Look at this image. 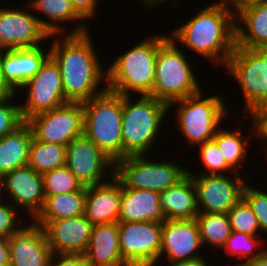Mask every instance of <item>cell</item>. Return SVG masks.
Here are the masks:
<instances>
[{
  "instance_id": "bcb514c9",
  "label": "cell",
  "mask_w": 267,
  "mask_h": 266,
  "mask_svg": "<svg viewBox=\"0 0 267 266\" xmlns=\"http://www.w3.org/2000/svg\"><path fill=\"white\" fill-rule=\"evenodd\" d=\"M245 266H267V249L265 250L262 248V252L259 257L256 259L251 260Z\"/></svg>"
},
{
  "instance_id": "9c48e42d",
  "label": "cell",
  "mask_w": 267,
  "mask_h": 266,
  "mask_svg": "<svg viewBox=\"0 0 267 266\" xmlns=\"http://www.w3.org/2000/svg\"><path fill=\"white\" fill-rule=\"evenodd\" d=\"M114 175L126 188L162 192L177 184L188 170L170 161H152L144 155H132L115 163Z\"/></svg>"
},
{
  "instance_id": "ba28073f",
  "label": "cell",
  "mask_w": 267,
  "mask_h": 266,
  "mask_svg": "<svg viewBox=\"0 0 267 266\" xmlns=\"http://www.w3.org/2000/svg\"><path fill=\"white\" fill-rule=\"evenodd\" d=\"M242 90L245 110L267 106V46H235L226 67Z\"/></svg>"
},
{
  "instance_id": "2e32d148",
  "label": "cell",
  "mask_w": 267,
  "mask_h": 266,
  "mask_svg": "<svg viewBox=\"0 0 267 266\" xmlns=\"http://www.w3.org/2000/svg\"><path fill=\"white\" fill-rule=\"evenodd\" d=\"M33 222L43 228L53 254L86 252L93 224L84 215L55 221Z\"/></svg>"
},
{
  "instance_id": "cb8c5ba5",
  "label": "cell",
  "mask_w": 267,
  "mask_h": 266,
  "mask_svg": "<svg viewBox=\"0 0 267 266\" xmlns=\"http://www.w3.org/2000/svg\"><path fill=\"white\" fill-rule=\"evenodd\" d=\"M235 46L249 49L267 46V2L241 8L235 13Z\"/></svg>"
},
{
  "instance_id": "f546056e",
  "label": "cell",
  "mask_w": 267,
  "mask_h": 266,
  "mask_svg": "<svg viewBox=\"0 0 267 266\" xmlns=\"http://www.w3.org/2000/svg\"><path fill=\"white\" fill-rule=\"evenodd\" d=\"M196 222L199 229L202 246L208 243L218 249L227 242L232 233L229 217L227 214L198 213Z\"/></svg>"
},
{
  "instance_id": "d4e9b609",
  "label": "cell",
  "mask_w": 267,
  "mask_h": 266,
  "mask_svg": "<svg viewBox=\"0 0 267 266\" xmlns=\"http://www.w3.org/2000/svg\"><path fill=\"white\" fill-rule=\"evenodd\" d=\"M159 205L167 220H191L198 215L196 189L187 174L174 186L159 192Z\"/></svg>"
},
{
  "instance_id": "1f68e13d",
  "label": "cell",
  "mask_w": 267,
  "mask_h": 266,
  "mask_svg": "<svg viewBox=\"0 0 267 266\" xmlns=\"http://www.w3.org/2000/svg\"><path fill=\"white\" fill-rule=\"evenodd\" d=\"M42 179L45 196L79 191L84 187L66 165L42 174Z\"/></svg>"
},
{
  "instance_id": "8d00e7d4",
  "label": "cell",
  "mask_w": 267,
  "mask_h": 266,
  "mask_svg": "<svg viewBox=\"0 0 267 266\" xmlns=\"http://www.w3.org/2000/svg\"><path fill=\"white\" fill-rule=\"evenodd\" d=\"M17 96L0 102V138L12 133L24 123L19 103L13 105L11 100Z\"/></svg>"
},
{
  "instance_id": "83f0119b",
  "label": "cell",
  "mask_w": 267,
  "mask_h": 266,
  "mask_svg": "<svg viewBox=\"0 0 267 266\" xmlns=\"http://www.w3.org/2000/svg\"><path fill=\"white\" fill-rule=\"evenodd\" d=\"M86 187L79 191L45 196L44 204L33 221H55L84 215Z\"/></svg>"
},
{
  "instance_id": "7c38bea8",
  "label": "cell",
  "mask_w": 267,
  "mask_h": 266,
  "mask_svg": "<svg viewBox=\"0 0 267 266\" xmlns=\"http://www.w3.org/2000/svg\"><path fill=\"white\" fill-rule=\"evenodd\" d=\"M35 140L66 146L75 137L83 134L82 103H67L48 112L29 118Z\"/></svg>"
},
{
  "instance_id": "ac0fdd59",
  "label": "cell",
  "mask_w": 267,
  "mask_h": 266,
  "mask_svg": "<svg viewBox=\"0 0 267 266\" xmlns=\"http://www.w3.org/2000/svg\"><path fill=\"white\" fill-rule=\"evenodd\" d=\"M3 188L8 201L17 209H25L34 219L43 207L45 195L42 175L26 165L3 176ZM12 199V200H10ZM30 212V213H29Z\"/></svg>"
},
{
  "instance_id": "d6a6232c",
  "label": "cell",
  "mask_w": 267,
  "mask_h": 266,
  "mask_svg": "<svg viewBox=\"0 0 267 266\" xmlns=\"http://www.w3.org/2000/svg\"><path fill=\"white\" fill-rule=\"evenodd\" d=\"M258 237L251 236L248 234L232 231L231 235L228 237L227 242L222 247V250L227 254L236 256L240 260L243 258V263L236 266H245L251 260L256 259L260 256L262 251H257L260 240H257ZM259 241V242H258ZM254 251H257L254 253ZM245 258L247 259L245 261Z\"/></svg>"
},
{
  "instance_id": "c3c4849f",
  "label": "cell",
  "mask_w": 267,
  "mask_h": 266,
  "mask_svg": "<svg viewBox=\"0 0 267 266\" xmlns=\"http://www.w3.org/2000/svg\"><path fill=\"white\" fill-rule=\"evenodd\" d=\"M168 0H152V8L153 6H157L158 4L166 3Z\"/></svg>"
},
{
  "instance_id": "ee69618b",
  "label": "cell",
  "mask_w": 267,
  "mask_h": 266,
  "mask_svg": "<svg viewBox=\"0 0 267 266\" xmlns=\"http://www.w3.org/2000/svg\"><path fill=\"white\" fill-rule=\"evenodd\" d=\"M205 257H200L197 259L185 260V261H178L174 264L167 265V266H209V263L205 261Z\"/></svg>"
},
{
  "instance_id": "f1b7e54d",
  "label": "cell",
  "mask_w": 267,
  "mask_h": 266,
  "mask_svg": "<svg viewBox=\"0 0 267 266\" xmlns=\"http://www.w3.org/2000/svg\"><path fill=\"white\" fill-rule=\"evenodd\" d=\"M66 164V146L32 139L28 166L39 174H44Z\"/></svg>"
},
{
  "instance_id": "681fc988",
  "label": "cell",
  "mask_w": 267,
  "mask_h": 266,
  "mask_svg": "<svg viewBox=\"0 0 267 266\" xmlns=\"http://www.w3.org/2000/svg\"><path fill=\"white\" fill-rule=\"evenodd\" d=\"M143 1V4L146 6V7H150V9L152 8V0H142Z\"/></svg>"
},
{
  "instance_id": "4fadbf2b",
  "label": "cell",
  "mask_w": 267,
  "mask_h": 266,
  "mask_svg": "<svg viewBox=\"0 0 267 266\" xmlns=\"http://www.w3.org/2000/svg\"><path fill=\"white\" fill-rule=\"evenodd\" d=\"M192 177L197 197L199 213L227 214L242 198L246 181L239 172H235L234 180L226 174L195 175Z\"/></svg>"
},
{
  "instance_id": "30bf717a",
  "label": "cell",
  "mask_w": 267,
  "mask_h": 266,
  "mask_svg": "<svg viewBox=\"0 0 267 266\" xmlns=\"http://www.w3.org/2000/svg\"><path fill=\"white\" fill-rule=\"evenodd\" d=\"M119 245L127 266H156L160 260L162 224L157 222L118 223Z\"/></svg>"
},
{
  "instance_id": "836d02e7",
  "label": "cell",
  "mask_w": 267,
  "mask_h": 266,
  "mask_svg": "<svg viewBox=\"0 0 267 266\" xmlns=\"http://www.w3.org/2000/svg\"><path fill=\"white\" fill-rule=\"evenodd\" d=\"M232 231L258 236L260 231L257 218L254 215L251 207L242 198L228 213H227Z\"/></svg>"
},
{
  "instance_id": "b9f144b4",
  "label": "cell",
  "mask_w": 267,
  "mask_h": 266,
  "mask_svg": "<svg viewBox=\"0 0 267 266\" xmlns=\"http://www.w3.org/2000/svg\"><path fill=\"white\" fill-rule=\"evenodd\" d=\"M9 238L0 236V266H10Z\"/></svg>"
},
{
  "instance_id": "74e56055",
  "label": "cell",
  "mask_w": 267,
  "mask_h": 266,
  "mask_svg": "<svg viewBox=\"0 0 267 266\" xmlns=\"http://www.w3.org/2000/svg\"><path fill=\"white\" fill-rule=\"evenodd\" d=\"M4 201H0V236L9 238L20 229L17 222L18 219L21 221V218H19L20 211L16 206L8 200Z\"/></svg>"
},
{
  "instance_id": "e0dca14e",
  "label": "cell",
  "mask_w": 267,
  "mask_h": 266,
  "mask_svg": "<svg viewBox=\"0 0 267 266\" xmlns=\"http://www.w3.org/2000/svg\"><path fill=\"white\" fill-rule=\"evenodd\" d=\"M201 247L202 243L195 219L166 220L162 224V244L158 262L165 253L167 258L165 261L170 262L168 265L203 257L198 252Z\"/></svg>"
},
{
  "instance_id": "52a82bcc",
  "label": "cell",
  "mask_w": 267,
  "mask_h": 266,
  "mask_svg": "<svg viewBox=\"0 0 267 266\" xmlns=\"http://www.w3.org/2000/svg\"><path fill=\"white\" fill-rule=\"evenodd\" d=\"M201 93L169 104V109L178 105L175 122L191 145H199L213 139L228 112L222 96L204 98Z\"/></svg>"
},
{
  "instance_id": "e575fe53",
  "label": "cell",
  "mask_w": 267,
  "mask_h": 266,
  "mask_svg": "<svg viewBox=\"0 0 267 266\" xmlns=\"http://www.w3.org/2000/svg\"><path fill=\"white\" fill-rule=\"evenodd\" d=\"M199 155L200 159L205 165L204 174H224V172H233V168L226 162L225 158L221 154L218 145L214 139L208 140L207 142L199 144ZM223 172V173H222Z\"/></svg>"
},
{
  "instance_id": "603a6c76",
  "label": "cell",
  "mask_w": 267,
  "mask_h": 266,
  "mask_svg": "<svg viewBox=\"0 0 267 266\" xmlns=\"http://www.w3.org/2000/svg\"><path fill=\"white\" fill-rule=\"evenodd\" d=\"M84 255L89 266H127L120 252L118 222L93 225Z\"/></svg>"
},
{
  "instance_id": "7dc6e473",
  "label": "cell",
  "mask_w": 267,
  "mask_h": 266,
  "mask_svg": "<svg viewBox=\"0 0 267 266\" xmlns=\"http://www.w3.org/2000/svg\"><path fill=\"white\" fill-rule=\"evenodd\" d=\"M4 192V188H3V176H0V201L1 199L3 200V198L1 197L3 195Z\"/></svg>"
},
{
  "instance_id": "4dcf8cb0",
  "label": "cell",
  "mask_w": 267,
  "mask_h": 266,
  "mask_svg": "<svg viewBox=\"0 0 267 266\" xmlns=\"http://www.w3.org/2000/svg\"><path fill=\"white\" fill-rule=\"evenodd\" d=\"M242 134L238 129L230 131L219 128L213 137L226 162L234 169V173L239 172V167L246 163L245 158L248 156V140L251 139L248 137L245 139Z\"/></svg>"
},
{
  "instance_id": "f907efd6",
  "label": "cell",
  "mask_w": 267,
  "mask_h": 266,
  "mask_svg": "<svg viewBox=\"0 0 267 266\" xmlns=\"http://www.w3.org/2000/svg\"><path fill=\"white\" fill-rule=\"evenodd\" d=\"M233 1L234 0H220L219 2L231 4Z\"/></svg>"
},
{
  "instance_id": "f35d334b",
  "label": "cell",
  "mask_w": 267,
  "mask_h": 266,
  "mask_svg": "<svg viewBox=\"0 0 267 266\" xmlns=\"http://www.w3.org/2000/svg\"><path fill=\"white\" fill-rule=\"evenodd\" d=\"M248 116L254 123L252 125V132L249 138L258 137L259 141H267V106H260L249 110L247 113ZM267 146V145H266Z\"/></svg>"
},
{
  "instance_id": "484cf974",
  "label": "cell",
  "mask_w": 267,
  "mask_h": 266,
  "mask_svg": "<svg viewBox=\"0 0 267 266\" xmlns=\"http://www.w3.org/2000/svg\"><path fill=\"white\" fill-rule=\"evenodd\" d=\"M32 139L31 128L26 122L0 138V176L28 164Z\"/></svg>"
},
{
  "instance_id": "60d3db41",
  "label": "cell",
  "mask_w": 267,
  "mask_h": 266,
  "mask_svg": "<svg viewBox=\"0 0 267 266\" xmlns=\"http://www.w3.org/2000/svg\"><path fill=\"white\" fill-rule=\"evenodd\" d=\"M98 0H71L77 13L86 21L95 16Z\"/></svg>"
},
{
  "instance_id": "5b68a950",
  "label": "cell",
  "mask_w": 267,
  "mask_h": 266,
  "mask_svg": "<svg viewBox=\"0 0 267 266\" xmlns=\"http://www.w3.org/2000/svg\"><path fill=\"white\" fill-rule=\"evenodd\" d=\"M82 106L83 133L114 163L123 159L122 95L107 89Z\"/></svg>"
},
{
  "instance_id": "ffe728a7",
  "label": "cell",
  "mask_w": 267,
  "mask_h": 266,
  "mask_svg": "<svg viewBox=\"0 0 267 266\" xmlns=\"http://www.w3.org/2000/svg\"><path fill=\"white\" fill-rule=\"evenodd\" d=\"M42 47L39 45L31 48L1 50L3 77L15 93H18V90L33 78L50 56V48L45 52Z\"/></svg>"
},
{
  "instance_id": "7402d4cb",
  "label": "cell",
  "mask_w": 267,
  "mask_h": 266,
  "mask_svg": "<svg viewBox=\"0 0 267 266\" xmlns=\"http://www.w3.org/2000/svg\"><path fill=\"white\" fill-rule=\"evenodd\" d=\"M166 220L159 205V192L126 188L121 183L118 223L152 221L163 224Z\"/></svg>"
},
{
  "instance_id": "d6986e66",
  "label": "cell",
  "mask_w": 267,
  "mask_h": 266,
  "mask_svg": "<svg viewBox=\"0 0 267 266\" xmlns=\"http://www.w3.org/2000/svg\"><path fill=\"white\" fill-rule=\"evenodd\" d=\"M10 266H49L52 251L40 225L29 223L9 237Z\"/></svg>"
},
{
  "instance_id": "5bb4252c",
  "label": "cell",
  "mask_w": 267,
  "mask_h": 266,
  "mask_svg": "<svg viewBox=\"0 0 267 266\" xmlns=\"http://www.w3.org/2000/svg\"><path fill=\"white\" fill-rule=\"evenodd\" d=\"M65 165L84 187L106 182V172L109 176L115 170V163L84 133L66 145Z\"/></svg>"
},
{
  "instance_id": "8fae6325",
  "label": "cell",
  "mask_w": 267,
  "mask_h": 266,
  "mask_svg": "<svg viewBox=\"0 0 267 266\" xmlns=\"http://www.w3.org/2000/svg\"><path fill=\"white\" fill-rule=\"evenodd\" d=\"M26 90V99L19 104L26 122L29 118L69 103L63 92L61 72L58 63L50 55L33 78L21 89Z\"/></svg>"
},
{
  "instance_id": "4316f807",
  "label": "cell",
  "mask_w": 267,
  "mask_h": 266,
  "mask_svg": "<svg viewBox=\"0 0 267 266\" xmlns=\"http://www.w3.org/2000/svg\"><path fill=\"white\" fill-rule=\"evenodd\" d=\"M28 5L30 9H34L32 11L41 12L45 15V17H47L45 18L46 20L49 19L46 21V31L49 35L62 34L65 29L61 25H63L66 21H75V23L79 22V24H77L76 27L74 26V29L67 32V34L88 32V27L80 22L82 20L84 22L85 20L77 13L71 0H32L28 3ZM62 22L63 24H61Z\"/></svg>"
},
{
  "instance_id": "277c9868",
  "label": "cell",
  "mask_w": 267,
  "mask_h": 266,
  "mask_svg": "<svg viewBox=\"0 0 267 266\" xmlns=\"http://www.w3.org/2000/svg\"><path fill=\"white\" fill-rule=\"evenodd\" d=\"M169 105L151 95H141L137 102L122 95L123 158L148 153L160 132Z\"/></svg>"
},
{
  "instance_id": "ab89813d",
  "label": "cell",
  "mask_w": 267,
  "mask_h": 266,
  "mask_svg": "<svg viewBox=\"0 0 267 266\" xmlns=\"http://www.w3.org/2000/svg\"><path fill=\"white\" fill-rule=\"evenodd\" d=\"M49 266H89V265L86 261L84 254L55 253L52 254L51 256Z\"/></svg>"
},
{
  "instance_id": "6da1fadb",
  "label": "cell",
  "mask_w": 267,
  "mask_h": 266,
  "mask_svg": "<svg viewBox=\"0 0 267 266\" xmlns=\"http://www.w3.org/2000/svg\"><path fill=\"white\" fill-rule=\"evenodd\" d=\"M90 30L80 34H57L50 47V55L58 63L65 98L71 103H83L106 91L107 70L99 62ZM101 82L104 88L99 90ZM98 89V90H97Z\"/></svg>"
},
{
  "instance_id": "9a60e30c",
  "label": "cell",
  "mask_w": 267,
  "mask_h": 266,
  "mask_svg": "<svg viewBox=\"0 0 267 266\" xmlns=\"http://www.w3.org/2000/svg\"><path fill=\"white\" fill-rule=\"evenodd\" d=\"M49 37L42 17L24 9L0 8V50L39 46Z\"/></svg>"
},
{
  "instance_id": "7a4b0ae2",
  "label": "cell",
  "mask_w": 267,
  "mask_h": 266,
  "mask_svg": "<svg viewBox=\"0 0 267 266\" xmlns=\"http://www.w3.org/2000/svg\"><path fill=\"white\" fill-rule=\"evenodd\" d=\"M231 6L215 2L168 34L176 43L226 67L235 47V12Z\"/></svg>"
},
{
  "instance_id": "44dd1931",
  "label": "cell",
  "mask_w": 267,
  "mask_h": 266,
  "mask_svg": "<svg viewBox=\"0 0 267 266\" xmlns=\"http://www.w3.org/2000/svg\"><path fill=\"white\" fill-rule=\"evenodd\" d=\"M109 181L86 187L84 216L93 224L118 222L121 181L110 174Z\"/></svg>"
},
{
  "instance_id": "d590c367",
  "label": "cell",
  "mask_w": 267,
  "mask_h": 266,
  "mask_svg": "<svg viewBox=\"0 0 267 266\" xmlns=\"http://www.w3.org/2000/svg\"><path fill=\"white\" fill-rule=\"evenodd\" d=\"M243 199L251 207L260 226V232L267 233V191L254 189L249 184L243 189Z\"/></svg>"
},
{
  "instance_id": "f6af8a7d",
  "label": "cell",
  "mask_w": 267,
  "mask_h": 266,
  "mask_svg": "<svg viewBox=\"0 0 267 266\" xmlns=\"http://www.w3.org/2000/svg\"><path fill=\"white\" fill-rule=\"evenodd\" d=\"M263 2H267V0H234L232 2V5H233V8L236 9L234 10V12L236 13L241 8L252 6V5L263 3Z\"/></svg>"
},
{
  "instance_id": "7bdbcfd3",
  "label": "cell",
  "mask_w": 267,
  "mask_h": 266,
  "mask_svg": "<svg viewBox=\"0 0 267 266\" xmlns=\"http://www.w3.org/2000/svg\"><path fill=\"white\" fill-rule=\"evenodd\" d=\"M16 93L5 82L1 67V50H0V102L13 97Z\"/></svg>"
},
{
  "instance_id": "3957f363",
  "label": "cell",
  "mask_w": 267,
  "mask_h": 266,
  "mask_svg": "<svg viewBox=\"0 0 267 266\" xmlns=\"http://www.w3.org/2000/svg\"><path fill=\"white\" fill-rule=\"evenodd\" d=\"M169 35H154L115 57L107 70L108 90L120 94L150 95L155 82L158 47Z\"/></svg>"
},
{
  "instance_id": "8992f818",
  "label": "cell",
  "mask_w": 267,
  "mask_h": 266,
  "mask_svg": "<svg viewBox=\"0 0 267 266\" xmlns=\"http://www.w3.org/2000/svg\"><path fill=\"white\" fill-rule=\"evenodd\" d=\"M176 44L169 36L158 47L155 82L150 94L168 105L202 92L190 62Z\"/></svg>"
}]
</instances>
